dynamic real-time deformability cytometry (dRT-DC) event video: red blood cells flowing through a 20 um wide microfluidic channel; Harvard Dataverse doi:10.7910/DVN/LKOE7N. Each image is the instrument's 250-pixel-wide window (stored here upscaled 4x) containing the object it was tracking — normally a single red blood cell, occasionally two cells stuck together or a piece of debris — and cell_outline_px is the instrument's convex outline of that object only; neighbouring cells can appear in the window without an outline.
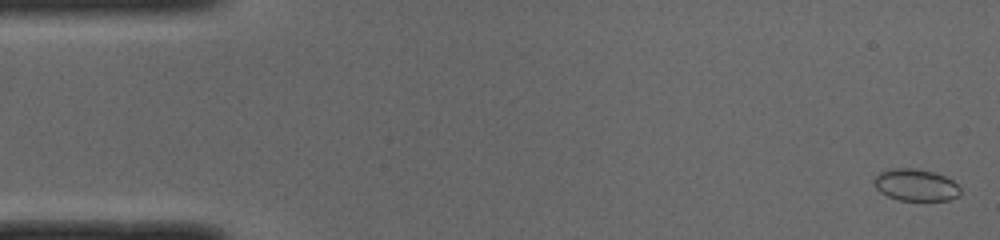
{"species": "common noctule bat (a hibernating species)", "species_latin": "Nyctalus noctula", "temperature_condition": "cold", "stored_images_in_passage": 50, "camera_frame_rate_fps": 3000, "um_per_image_px": 0.085, "animal": {"sex": "male", "body_mass_g": 19.0, "forearm_length_mm": 50.8}, "frame": {"image": 1, "passage_image": 1, "time_ms": 0.0, "image_size_px": [1000, 240], "cell_outline_px": [[960, 196], [948, 200], [900, 200], [888, 196], [880, 192], [872, 184], [876, 176], [880, 172], [892, 168], [912, 168], [932, 172], [944, 176], [952, 180], [960, 188]], "centroid_in_image_um": [77.82, 15.73], "position_along_channel_um": 7.2, "area_um2": 15.95}}
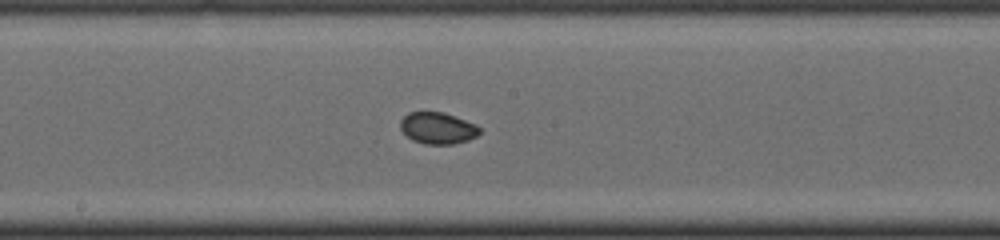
{"frame": {"image": 2, "passage_image": 26, "time_ms": 8.333, "image_size_px": [1000, 240], "cell_outline_px": [[480, 132], [476, 136], [468, 140], [452, 144], [424, 144], [412, 140], [400, 128], [400, 120], [408, 112], [444, 112], [476, 124], [480, 128]], "centroid_in_image_um": [37.2, 10.88], "position_along_channel_um": 211.0, "area_um2": 14.57}}
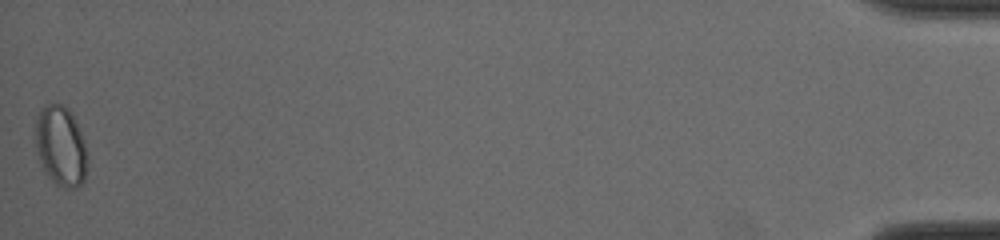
{"frame": {"image": 3, "passage_image": 50, "time_ms": 16.333, "image_size_px": [1000, 240], "cell_outline_px": [[88, 168], [84, 180], [76, 188], [64, 188], [56, 184], [52, 180], [44, 168], [40, 160], [36, 148], [36, 120], [40, 108], [44, 104], [64, 104], [68, 108], [84, 140], [88, 152]], "centroid_in_image_um": [5.19, 12.42], "position_along_channel_um": 430.0, "area_um2": 24.22}, "authors_computed_cell_mechanics": {"area_um2": 15.5482, "velocity_mm_per_s": 3.987, "shape_relaxation_time_tau1_ms": null, "shape_relaxation_time_tau2_ms": 1.0819, "deformation_change_tau1": null, "deformation_change_tau2": 0.0274}}